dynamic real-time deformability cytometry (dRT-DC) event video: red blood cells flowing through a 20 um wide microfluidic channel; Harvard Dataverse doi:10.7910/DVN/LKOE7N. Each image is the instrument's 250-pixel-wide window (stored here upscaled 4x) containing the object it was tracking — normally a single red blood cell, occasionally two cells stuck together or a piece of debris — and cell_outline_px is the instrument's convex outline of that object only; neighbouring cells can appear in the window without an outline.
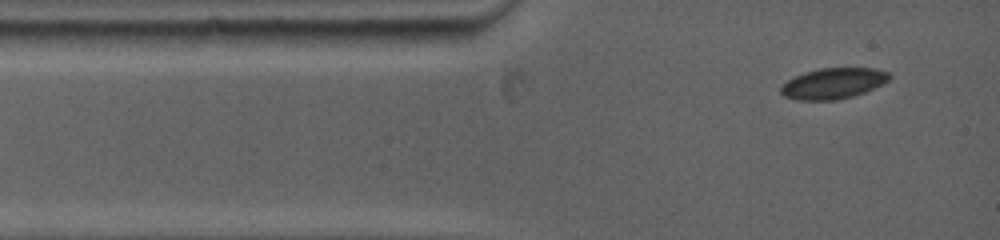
{"species": "common noctule bat (a hibernating species)", "species_latin": "Nyctalus noctula", "temperature_condition": "warm", "stored_images_in_passage": 3, "camera_frame_rate_fps": 5000, "um_per_image_px": 0.085, "animal": {"sex": "female", "body_mass_g": 19.0, "forearm_length_mm": 53.3}, "frame": {"image": 1, "passage_image": 1, "time_ms": 0.0, "image_size_px": [1000, 240], "cell_outline_px": [[892, 76], [888, 80], [864, 92], [852, 96], [836, 100], [796, 100], [784, 96], [780, 92], [780, 88], [788, 80], [804, 72], [820, 68], [876, 68], [888, 72]], "centroid_in_image_um": [70.81, 7.08], "position_along_channel_um": 14.2, "area_um2": 19.31}}
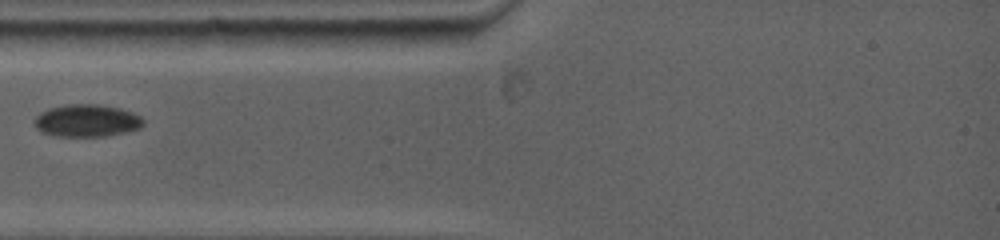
{"frame": {"image": 2, "passage_image": 3, "time_ms": 2.4, "image_size_px": [1000, 240], "cell_outline_px": [[144, 124], [140, 128], [100, 136], [64, 136], [44, 132], [36, 128], [32, 124], [32, 120], [40, 112], [48, 108], [64, 104], [96, 104], [120, 108], [132, 112], [140, 116], [144, 120]], "centroid_in_image_um": [7.33, 10.22], "position_along_channel_um": 77.7, "area_um2": 20.4}}